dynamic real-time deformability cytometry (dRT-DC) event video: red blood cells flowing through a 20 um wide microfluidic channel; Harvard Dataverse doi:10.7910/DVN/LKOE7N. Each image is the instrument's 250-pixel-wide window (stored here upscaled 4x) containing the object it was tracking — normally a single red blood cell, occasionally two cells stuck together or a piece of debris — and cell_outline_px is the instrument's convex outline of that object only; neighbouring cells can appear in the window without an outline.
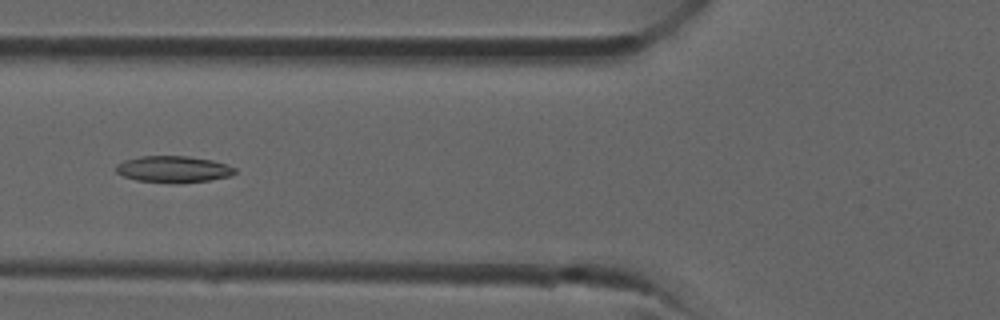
{"species": "common noctule bat (a hibernating species)", "species_latin": "Nyctalus noctula", "temperature_condition": "room temperature", "stored_images_in_passage": 33, "camera_frame_rate_fps": 3000, "um_per_image_px": 0.085, "animal": {"sex": "male", "forearm_length_mm": 52.5}, "frame": {"image": 1, "passage_image": 14, "time_ms": 4.333, "image_size_px": [1000, 320], "cell_outline_px": [[236, 172], [232, 176], [208, 180], [180, 184], [136, 180], [124, 176], [116, 172], [116, 164], [124, 160], [140, 156], [188, 156], [212, 160], [228, 164], [236, 168]], "centroid_in_image_um": [14.76, 14.39], "position_along_channel_um": 111.0, "area_um2": 18.61}}
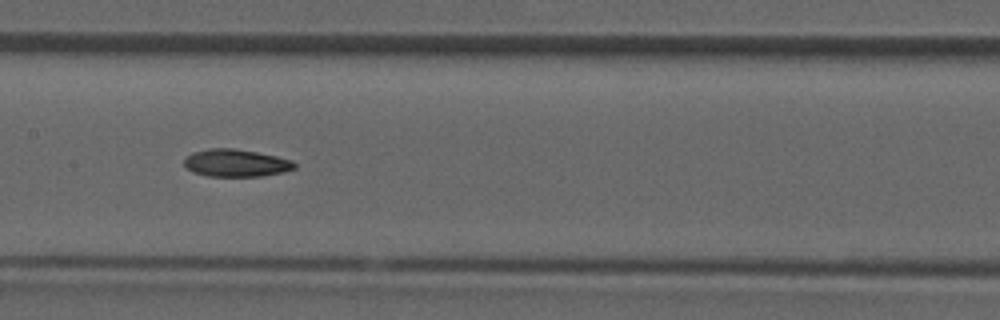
{"frame": {"image": 2, "passage_image": 18, "time_ms": 5.667, "image_size_px": [1000, 320], "cell_outline_px": [[296, 168], [284, 172], [260, 176], [208, 176], [192, 172], [184, 164], [184, 160], [192, 152], [208, 148], [232, 148], [256, 152], [276, 156], [292, 160], [296, 164]], "centroid_in_image_um": [20.06, 13.85], "position_along_channel_um": 187.3, "area_um2": 17.63}}
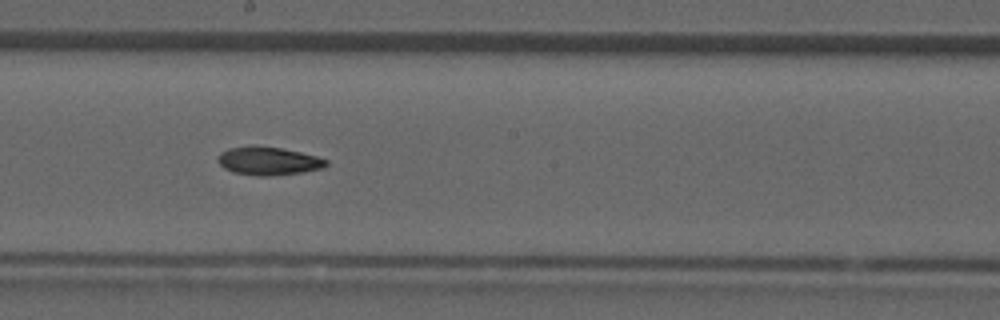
{"frame": {"image": 3, "passage_image": 20, "time_ms": 6.333, "image_size_px": [1000, 320], "cell_outline_px": [[328, 164], [324, 168], [300, 172], [268, 176], [256, 176], [236, 172], [224, 168], [216, 160], [220, 152], [228, 148], [252, 144], [256, 144], [280, 148], [300, 152], [316, 156], [328, 160]], "centroid_in_image_um": [22.78, 13.66], "position_along_channel_um": 225.4, "area_um2": 17.98}}